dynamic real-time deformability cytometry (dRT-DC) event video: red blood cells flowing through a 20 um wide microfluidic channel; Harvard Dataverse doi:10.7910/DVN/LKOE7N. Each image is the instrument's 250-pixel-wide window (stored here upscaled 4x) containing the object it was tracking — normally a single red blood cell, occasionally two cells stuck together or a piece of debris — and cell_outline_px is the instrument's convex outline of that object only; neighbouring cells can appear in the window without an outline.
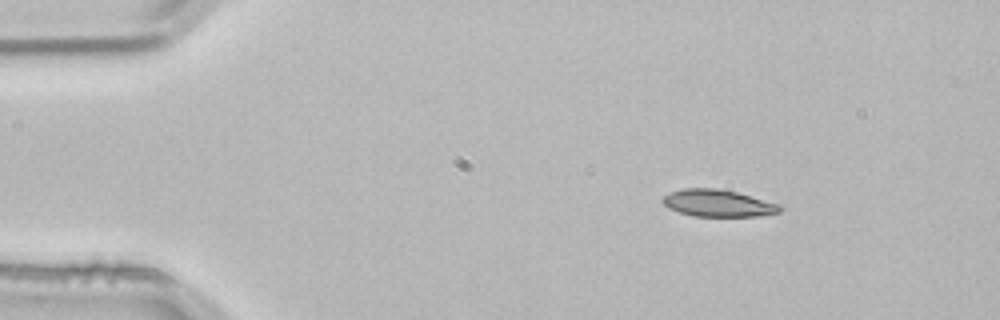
{"species": "common noctule bat (a hibernating species)", "species_latin": "Nyctalus noctula", "temperature_condition": "room temperature", "stored_images_in_passage": 2, "camera_frame_rate_fps": 3000, "um_per_image_px": 0.085, "animal": {"sex": "male", "body_mass_g": 21.5, "forearm_length_mm": 52.0}, "frame": {"image": 1, "passage_image": 1, "time_ms": 0.0, "image_size_px": [1000, 320], "cell_outline_px": [[784, 208], [780, 212], [756, 216], [692, 216], [668, 208], [660, 200], [668, 192], [684, 188], [720, 188], [736, 192], [780, 204]], "centroid_in_image_um": [61.01, 17.26], "position_along_channel_um": 24.0, "area_um2": 18.55}}